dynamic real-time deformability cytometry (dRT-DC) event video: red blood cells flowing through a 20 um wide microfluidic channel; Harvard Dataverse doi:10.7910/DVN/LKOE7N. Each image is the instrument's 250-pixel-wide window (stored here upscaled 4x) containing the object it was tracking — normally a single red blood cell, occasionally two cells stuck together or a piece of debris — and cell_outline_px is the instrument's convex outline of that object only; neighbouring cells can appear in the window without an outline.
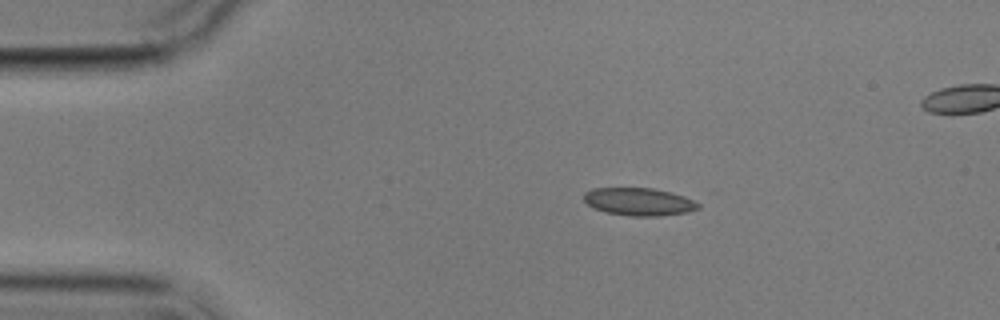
{"species": "common noctule bat (a hibernating species)", "species_latin": "Nyctalus noctula", "temperature_condition": "cold", "stored_images_in_passage": 3, "camera_frame_rate_fps": 3000, "um_per_image_px": 0.085, "animal": {"sex": "male", "body_mass_g": 17.9}, "frame": {"image": 1, "passage_image": 1, "time_ms": 0.0, "image_size_px": [1000, 320], "cell_outline_px": [[700, 208], [688, 212], [660, 216], [632, 216], [608, 212], [592, 208], [584, 200], [584, 192], [592, 188], [652, 188], [684, 196], [700, 204]], "centroid_in_image_um": [54.3, 17.15], "position_along_channel_um": 30.7, "area_um2": 18.38}}